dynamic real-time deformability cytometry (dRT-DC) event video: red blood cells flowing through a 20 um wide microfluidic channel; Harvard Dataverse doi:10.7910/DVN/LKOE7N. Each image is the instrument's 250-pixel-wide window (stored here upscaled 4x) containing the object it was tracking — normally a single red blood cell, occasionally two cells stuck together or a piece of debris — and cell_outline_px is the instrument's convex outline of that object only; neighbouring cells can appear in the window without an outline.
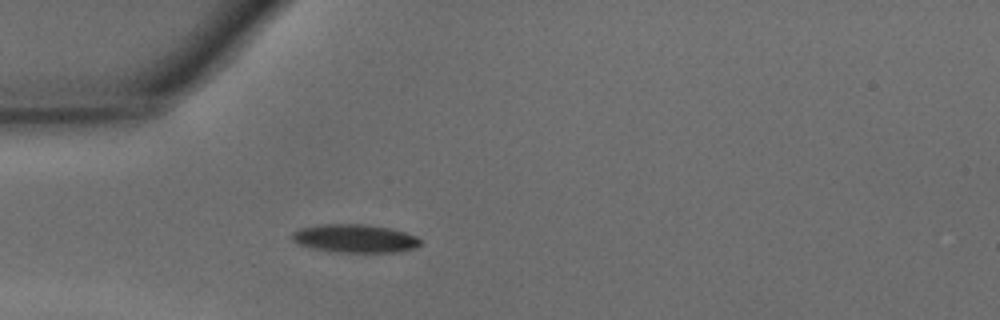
{"species": "common noctule bat (a hibernating species)", "species_latin": "Nyctalus noctula", "temperature_condition": "warm", "stored_images_in_passage": 26, "camera_frame_rate_fps": 3000, "um_per_image_px": 0.085, "animal": {"sex": "male", "body_mass_g": 15.6}, "frame": {"image": 1, "passage_image": 1, "time_ms": 0.0, "image_size_px": [1000, 320], "cell_outline_px": [[420, 244], [416, 248], [392, 252], [340, 252], [312, 248], [296, 244], [292, 240], [292, 232], [300, 228], [320, 224], [364, 224], [388, 228], [404, 232], [416, 236], [420, 240]], "centroid_in_image_um": [30.12, 20.26], "position_along_channel_um": 54.9, "area_um2": 21.04}}
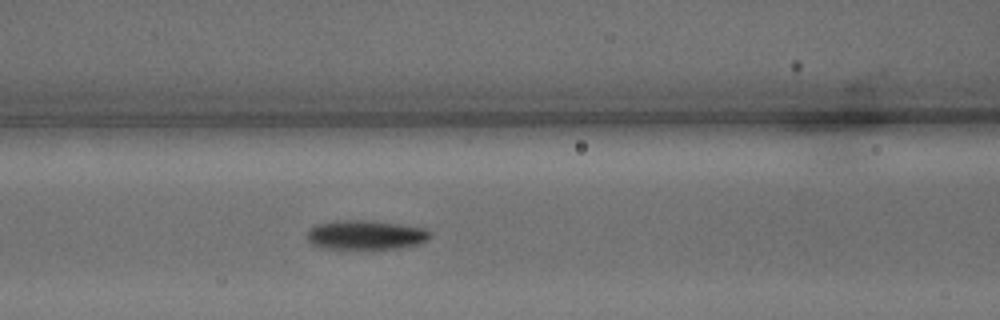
{"frame": {"image": 2, "passage_image": 7, "time_ms": 2.0, "image_size_px": [1000, 320], "cell_outline_px": [[432, 236], [428, 240], [420, 244], [400, 248], [364, 252], [320, 248], [312, 244], [308, 240], [308, 232], [316, 224], [336, 220], [368, 220], [400, 224], [428, 228]], "centroid_in_image_um": [31.12, 20.02], "position_along_channel_um": 135.5, "area_um2": 22.25}}
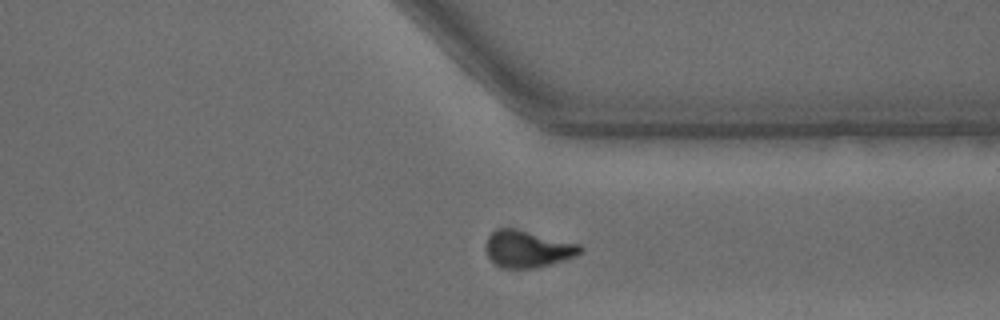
{"frame": {"image": 3, "passage_image": 23, "time_ms": 7.333, "image_size_px": [1000, 320], "cell_outline_px": [[584, 248], [576, 256], [564, 260], [536, 268], [500, 268], [488, 256], [484, 248], [484, 244], [488, 236], [496, 228], [516, 228], [580, 244]], "centroid_in_image_um": [44.82, 21.15], "position_along_channel_um": 366.6, "area_um2": 20.52}, "authors_computed_cell_mechanics": {"area_um2": 21.4438, "velocity_mm_per_s": 4.3518, "shape_relaxation_time_tau1_ms": 2.4221, "shape_relaxation_time_tau2_ms": 3.204, "deformation_change_tau1": 0.1455, "deformation_change_tau2": 0.1031}}